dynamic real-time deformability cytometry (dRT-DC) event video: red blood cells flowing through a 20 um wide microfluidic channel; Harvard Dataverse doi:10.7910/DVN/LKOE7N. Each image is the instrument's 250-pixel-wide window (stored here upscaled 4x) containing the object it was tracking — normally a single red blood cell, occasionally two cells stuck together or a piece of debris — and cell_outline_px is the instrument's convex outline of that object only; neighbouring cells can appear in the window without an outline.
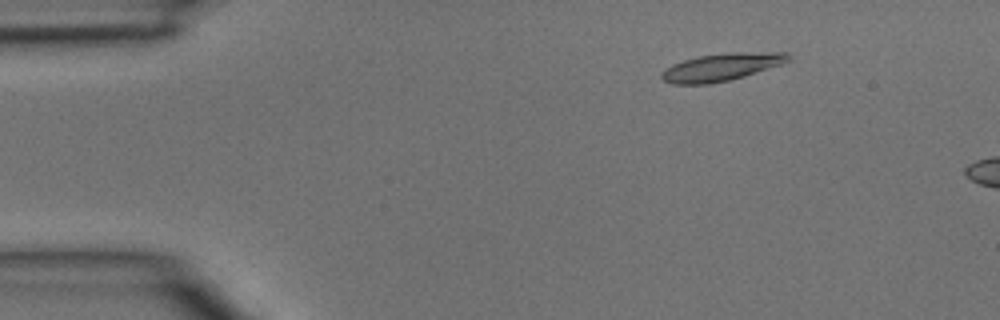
{"species": "common noctule bat (a hibernating species)", "species_latin": "Nyctalus noctula", "temperature_condition": "room temperature", "stored_images_in_passage": 4, "camera_frame_rate_fps": 3000, "um_per_image_px": 0.085, "animal": {"sex": "male", "body_mass_g": 15.6}, "frame": {"image": 1, "passage_image": 2, "time_ms": 0.333, "image_size_px": [1000, 320], "cell_outline_px": [[792, 60], [744, 76], [728, 80], [708, 84], [672, 84], [664, 80], [660, 76], [660, 72], [664, 68], [672, 64], [696, 56], [728, 52], [788, 52], [792, 56]], "centroid_in_image_um": [61.31, 5.68], "position_along_channel_um": 23.7, "area_um2": 20.46}}